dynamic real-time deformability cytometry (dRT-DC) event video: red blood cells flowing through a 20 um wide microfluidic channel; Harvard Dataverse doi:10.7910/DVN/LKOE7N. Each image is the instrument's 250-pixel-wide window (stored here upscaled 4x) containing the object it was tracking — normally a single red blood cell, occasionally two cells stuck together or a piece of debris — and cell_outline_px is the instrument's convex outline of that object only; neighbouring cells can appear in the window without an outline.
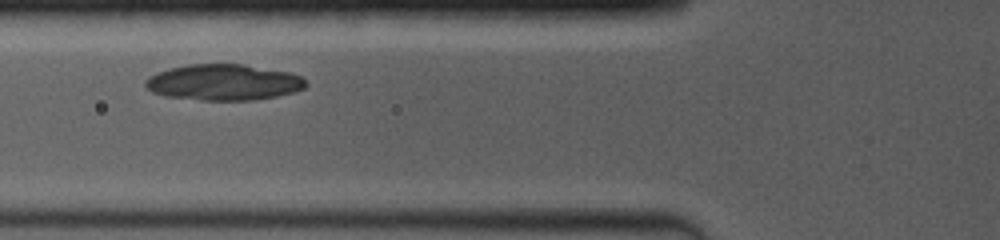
{"species": "common noctule bat (a hibernating species)", "species_latin": "Nyctalus noctula", "temperature_condition": "room temperature", "stored_images_in_passage": 4, "camera_frame_rate_fps": 4000, "um_per_image_px": 0.085, "animal": {"sex": "female", "body_mass_g": 19.0, "forearm_length_mm": 53.3}, "frame": {"image": 1, "passage_image": 3, "time_ms": 1.75, "image_size_px": [1000, 240], "cell_outline_px": [[308, 84], [304, 88], [292, 92], [276, 96], [256, 100], [200, 100], [164, 96], [152, 92], [144, 84], [144, 80], [148, 76], [156, 72], [168, 68], [188, 64], [244, 64], [288, 72], [300, 76]], "centroid_in_image_um": [18.96, 6.99], "position_along_channel_um": 106.8, "area_um2": 33.81}}
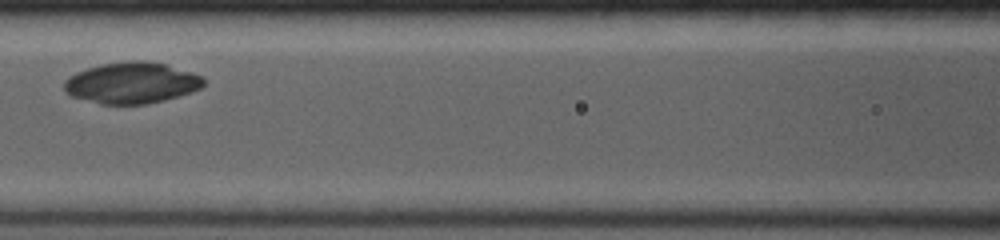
{"frame": {"image": 2, "passage_image": 4, "time_ms": 3.0, "image_size_px": [1000, 240], "cell_outline_px": [[204, 84], [200, 88], [192, 92], [164, 100], [148, 104], [100, 104], [72, 96], [64, 92], [64, 80], [68, 76], [76, 72], [100, 64], [128, 60], [144, 60], [164, 64], [192, 72], [204, 76]], "centroid_in_image_um": [11.18, 7.04], "position_along_channel_um": 155.4, "area_um2": 33.7}}